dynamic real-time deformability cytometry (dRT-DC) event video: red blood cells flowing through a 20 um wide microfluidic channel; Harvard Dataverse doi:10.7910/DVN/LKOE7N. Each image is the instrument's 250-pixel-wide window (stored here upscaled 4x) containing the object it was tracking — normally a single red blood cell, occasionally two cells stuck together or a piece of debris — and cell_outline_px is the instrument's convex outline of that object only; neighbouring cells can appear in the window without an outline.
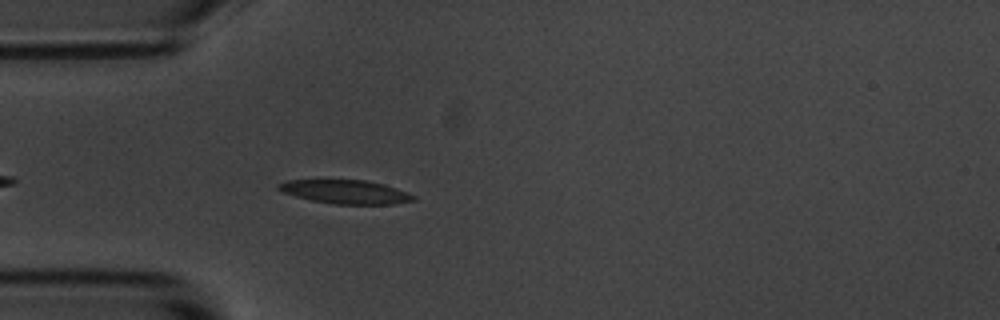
{"species": "common noctule bat (a hibernating species)", "species_latin": "Nyctalus noctula", "temperature_condition": "room temperature", "stored_images_in_passage": 29, "camera_frame_rate_fps": 3000, "um_per_image_px": 0.085, "animal": {"sex": "male", "body_mass_g": 20.1, "forearm_length_mm": 53.5}, "frame": {"image": 1, "passage_image": 5, "time_ms": 1.333, "image_size_px": [1000, 320], "cell_outline_px": [[416, 200], [392, 204], [332, 204], [312, 200], [296, 196], [284, 192], [276, 188], [276, 184], [288, 180], [364, 180], [384, 184], [408, 192], [416, 196]], "centroid_in_image_um": [29.39, 16.3], "position_along_channel_um": 55.6, "area_um2": 18.61}}
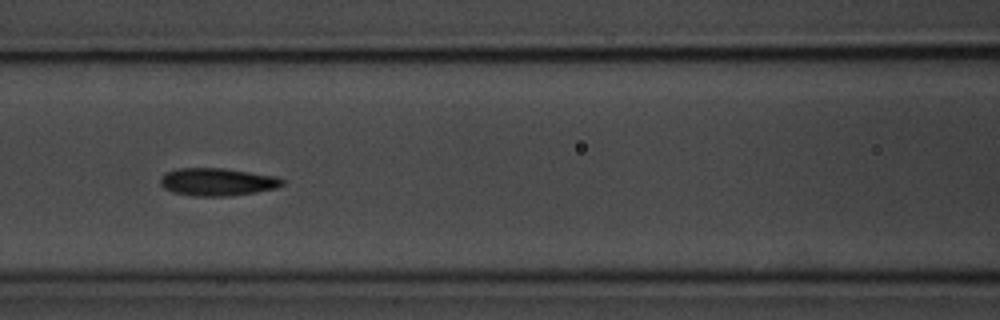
{"frame": {"image": 2, "passage_image": 13, "time_ms": 4.0, "image_size_px": [1000, 320], "cell_outline_px": [[284, 184], [276, 188], [256, 192], [232, 196], [196, 196], [172, 192], [164, 188], [160, 184], [160, 180], [168, 172], [176, 168], [224, 168], [276, 176], [284, 180]], "centroid_in_image_um": [18.5, 15.46], "position_along_channel_um": 148.1, "area_um2": 19.65}}